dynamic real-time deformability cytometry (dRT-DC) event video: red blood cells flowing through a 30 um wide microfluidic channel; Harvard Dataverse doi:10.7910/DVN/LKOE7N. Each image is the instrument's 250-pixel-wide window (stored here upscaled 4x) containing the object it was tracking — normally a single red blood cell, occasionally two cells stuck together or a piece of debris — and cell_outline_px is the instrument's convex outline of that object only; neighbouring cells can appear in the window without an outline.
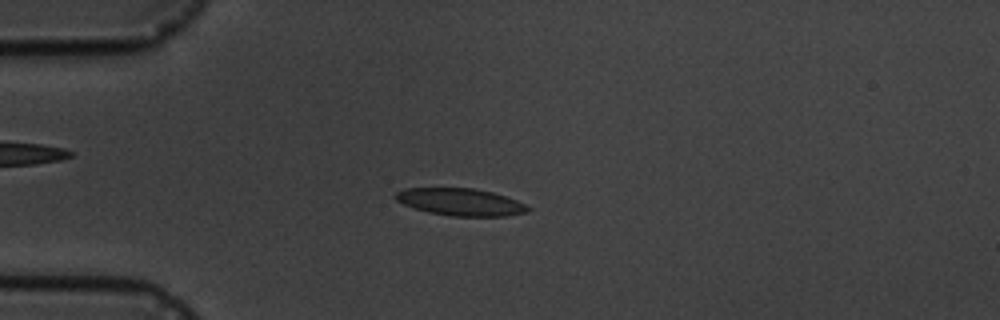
{"species": "common noctule bat (a hibernating species)", "species_latin": "Nyctalus noctula", "temperature_condition": "cold", "stored_images_in_passage": 16, "camera_frame_rate_fps": 3000, "um_per_image_px": 0.085, "animal": {"sex": "male", "body_mass_g": 19.5, "forearm_length_mm": 54.6}, "frame": {"image": 1, "passage_image": 4, "time_ms": 3.333, "image_size_px": [1000, 320], "cell_outline_px": [[532, 208], [528, 212], [508, 216], [452, 216], [428, 212], [404, 204], [396, 200], [396, 192], [404, 188], [472, 188], [492, 192], [516, 200]], "centroid_in_image_um": [39.17, 17.17], "position_along_channel_um": 45.8, "area_um2": 20.87}}
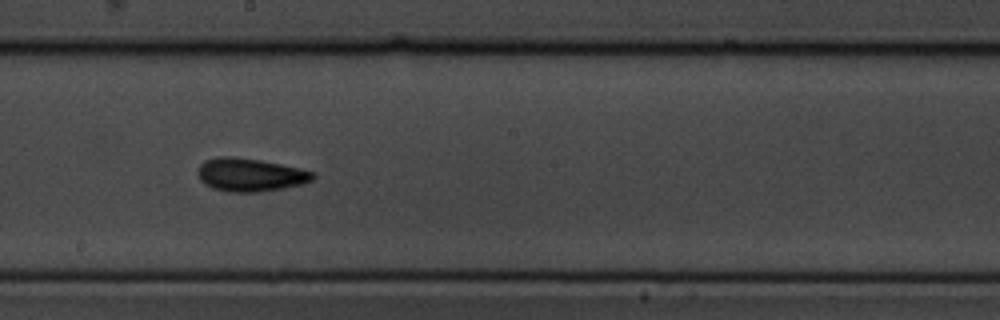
{"frame": {"image": 2, "passage_image": 9, "time_ms": 9.0, "image_size_px": [1000, 320], "cell_outline_px": [[316, 176], [312, 180], [304, 184], [284, 188], [260, 192], [228, 192], [212, 188], [204, 184], [200, 180], [196, 172], [200, 164], [204, 160], [220, 156], [232, 156], [260, 160], [300, 168], [316, 172]], "centroid_in_image_um": [21.26, 14.86], "position_along_channel_um": 226.9, "area_um2": 22.6}}
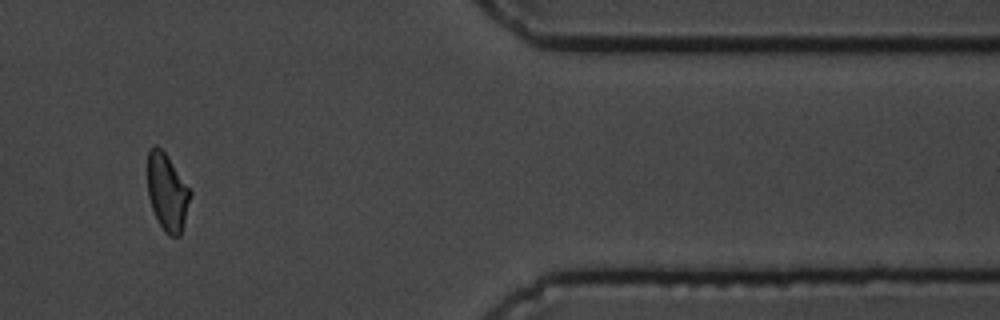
{"frame": {"image": 3, "passage_image": 14, "time_ms": 14.667, "image_size_px": [1000, 320], "cell_outline_px": [[192, 196], [180, 236], [168, 236], [164, 232], [152, 208], [148, 196], [148, 148], [152, 144], [156, 144], [164, 152], [192, 188]], "centroid_in_image_um": [14.24, 16.31], "position_along_channel_um": 397.2, "area_um2": 19.54}, "authors_computed_cell_mechanics": {"area_um2": 20.5768, "velocity_mm_per_s": 3.5363, "shape_relaxation_time_tau1_ms": 2.0843, "shape_relaxation_time_tau2_ms": 6.9072, "deformation_change_tau1": 0.0738, "deformation_change_tau2": 0.1204}}